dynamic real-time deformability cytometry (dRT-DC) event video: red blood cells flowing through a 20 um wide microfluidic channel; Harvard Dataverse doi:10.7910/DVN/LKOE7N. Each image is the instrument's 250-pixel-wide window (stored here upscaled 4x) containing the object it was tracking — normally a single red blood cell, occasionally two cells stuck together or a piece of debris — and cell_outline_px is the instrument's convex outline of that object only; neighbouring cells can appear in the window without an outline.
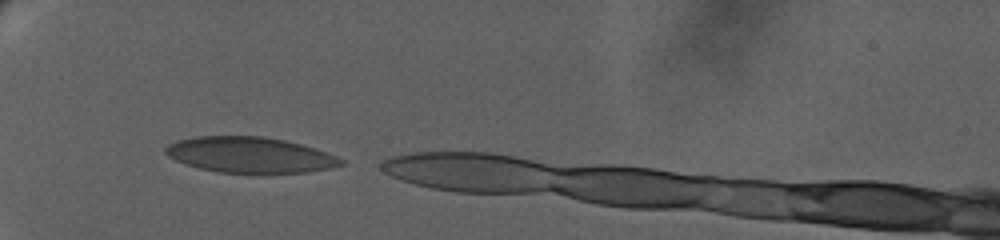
{"species": "human", "species_latin": "Homo sapiens", "temperature_condition": "warm", "stored_images_in_passage": 5, "segment_of_instrument_passage": [1, 2], "camera_frame_rate_fps": 3000, "um_per_image_px": 0.085, "donor": {"sex": "female"}, "frame": {"image": 1, "passage_image": 1, "time_ms": 0.0, "image_size_px": [1000, 240], "cell_outline_px": [[344, 164], [332, 168], [308, 172], [256, 176], [216, 172], [184, 164], [168, 156], [164, 152], [164, 148], [168, 144], [176, 140], [196, 136], [264, 136], [284, 140], [300, 144], [336, 156], [344, 160]], "centroid_in_image_um": [21.23, 13.21], "position_along_channel_um": 63.8, "area_um2": 37.63}}
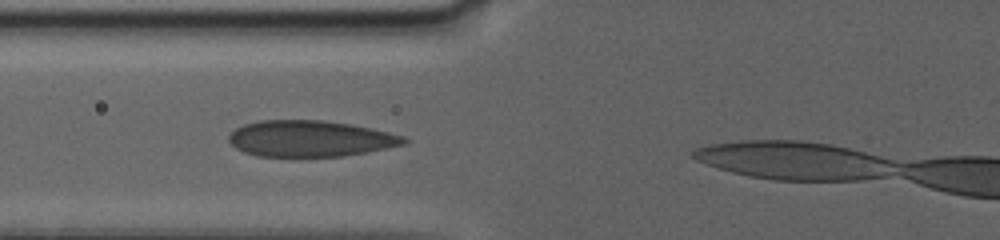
{"frame": {"image": 2, "passage_image": 3, "time_ms": 1.667, "image_size_px": [1000, 240], "cell_outline_px": [[408, 140], [404, 144], [368, 152], [344, 156], [300, 160], [256, 156], [244, 152], [236, 148], [228, 140], [228, 136], [236, 128], [244, 124], [260, 120], [324, 120], [352, 124], [388, 132], [404, 136]], "centroid_in_image_um": [26.33, 11.83], "position_along_channel_um": 99.5, "area_um2": 38.15}}
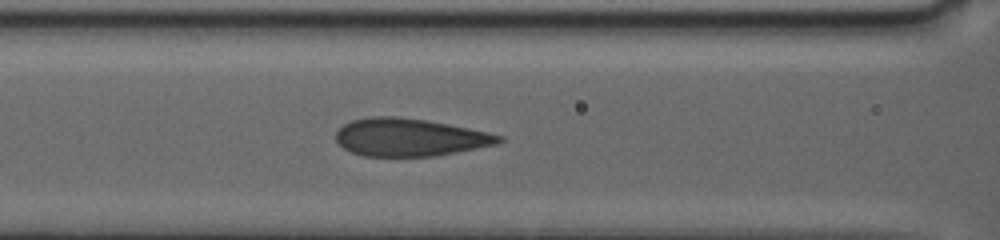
{"frame": {"image": 3, "passage_image": 4, "time_ms": 2.667, "image_size_px": [1000, 240], "cell_outline_px": [[504, 140], [496, 144], [436, 156], [364, 156], [352, 152], [344, 148], [336, 140], [336, 132], [344, 124], [352, 120], [372, 116], [396, 116], [424, 120], [448, 124], [488, 132], [504, 136]], "centroid_in_image_um": [34.82, 11.67], "position_along_channel_um": 131.8, "area_um2": 35.6}}